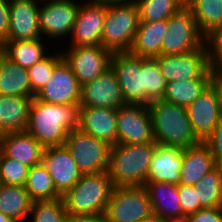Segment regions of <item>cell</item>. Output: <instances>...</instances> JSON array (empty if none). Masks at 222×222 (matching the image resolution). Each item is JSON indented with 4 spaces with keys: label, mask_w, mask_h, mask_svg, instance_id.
Wrapping results in <instances>:
<instances>
[{
    "label": "cell",
    "mask_w": 222,
    "mask_h": 222,
    "mask_svg": "<svg viewBox=\"0 0 222 222\" xmlns=\"http://www.w3.org/2000/svg\"><path fill=\"white\" fill-rule=\"evenodd\" d=\"M110 67L117 76L126 103L149 105L163 100L167 82L155 58H142L129 52H114Z\"/></svg>",
    "instance_id": "6da1fadb"
},
{
    "label": "cell",
    "mask_w": 222,
    "mask_h": 222,
    "mask_svg": "<svg viewBox=\"0 0 222 222\" xmlns=\"http://www.w3.org/2000/svg\"><path fill=\"white\" fill-rule=\"evenodd\" d=\"M78 118L79 104L57 105L34 97L26 131L44 148L64 145L68 134L78 128Z\"/></svg>",
    "instance_id": "7a4b0ae2"
},
{
    "label": "cell",
    "mask_w": 222,
    "mask_h": 222,
    "mask_svg": "<svg viewBox=\"0 0 222 222\" xmlns=\"http://www.w3.org/2000/svg\"><path fill=\"white\" fill-rule=\"evenodd\" d=\"M156 142L111 146L108 174L113 186H144Z\"/></svg>",
    "instance_id": "3957f363"
},
{
    "label": "cell",
    "mask_w": 222,
    "mask_h": 222,
    "mask_svg": "<svg viewBox=\"0 0 222 222\" xmlns=\"http://www.w3.org/2000/svg\"><path fill=\"white\" fill-rule=\"evenodd\" d=\"M148 107L157 144L185 149L200 143L193 132L186 107L165 100L154 101Z\"/></svg>",
    "instance_id": "277c9868"
},
{
    "label": "cell",
    "mask_w": 222,
    "mask_h": 222,
    "mask_svg": "<svg viewBox=\"0 0 222 222\" xmlns=\"http://www.w3.org/2000/svg\"><path fill=\"white\" fill-rule=\"evenodd\" d=\"M113 184L108 171L82 175L63 196L68 214L105 215Z\"/></svg>",
    "instance_id": "5b68a950"
},
{
    "label": "cell",
    "mask_w": 222,
    "mask_h": 222,
    "mask_svg": "<svg viewBox=\"0 0 222 222\" xmlns=\"http://www.w3.org/2000/svg\"><path fill=\"white\" fill-rule=\"evenodd\" d=\"M139 25L135 0L107 4L101 46L114 52H128Z\"/></svg>",
    "instance_id": "8992f818"
},
{
    "label": "cell",
    "mask_w": 222,
    "mask_h": 222,
    "mask_svg": "<svg viewBox=\"0 0 222 222\" xmlns=\"http://www.w3.org/2000/svg\"><path fill=\"white\" fill-rule=\"evenodd\" d=\"M82 175L108 171L111 145L79 128L72 130L64 144Z\"/></svg>",
    "instance_id": "52a82bcc"
},
{
    "label": "cell",
    "mask_w": 222,
    "mask_h": 222,
    "mask_svg": "<svg viewBox=\"0 0 222 222\" xmlns=\"http://www.w3.org/2000/svg\"><path fill=\"white\" fill-rule=\"evenodd\" d=\"M151 214L144 186H113L105 212L107 222H141Z\"/></svg>",
    "instance_id": "ba28073f"
},
{
    "label": "cell",
    "mask_w": 222,
    "mask_h": 222,
    "mask_svg": "<svg viewBox=\"0 0 222 222\" xmlns=\"http://www.w3.org/2000/svg\"><path fill=\"white\" fill-rule=\"evenodd\" d=\"M167 21L168 30L162 40L161 55L185 54L204 45V35L186 6L169 17Z\"/></svg>",
    "instance_id": "9c48e42d"
},
{
    "label": "cell",
    "mask_w": 222,
    "mask_h": 222,
    "mask_svg": "<svg viewBox=\"0 0 222 222\" xmlns=\"http://www.w3.org/2000/svg\"><path fill=\"white\" fill-rule=\"evenodd\" d=\"M164 80L169 82L191 79H211V64L205 44L196 50L178 55L155 57Z\"/></svg>",
    "instance_id": "30bf717a"
},
{
    "label": "cell",
    "mask_w": 222,
    "mask_h": 222,
    "mask_svg": "<svg viewBox=\"0 0 222 222\" xmlns=\"http://www.w3.org/2000/svg\"><path fill=\"white\" fill-rule=\"evenodd\" d=\"M42 4V5H41ZM80 3L75 0H42L39 7V29L42 37L69 38L72 34Z\"/></svg>",
    "instance_id": "8fae6325"
},
{
    "label": "cell",
    "mask_w": 222,
    "mask_h": 222,
    "mask_svg": "<svg viewBox=\"0 0 222 222\" xmlns=\"http://www.w3.org/2000/svg\"><path fill=\"white\" fill-rule=\"evenodd\" d=\"M64 50L62 56L81 86L110 68L112 52L102 46H68Z\"/></svg>",
    "instance_id": "7c38bea8"
},
{
    "label": "cell",
    "mask_w": 222,
    "mask_h": 222,
    "mask_svg": "<svg viewBox=\"0 0 222 222\" xmlns=\"http://www.w3.org/2000/svg\"><path fill=\"white\" fill-rule=\"evenodd\" d=\"M155 142L148 105L126 103L117 109V144Z\"/></svg>",
    "instance_id": "4fadbf2b"
},
{
    "label": "cell",
    "mask_w": 222,
    "mask_h": 222,
    "mask_svg": "<svg viewBox=\"0 0 222 222\" xmlns=\"http://www.w3.org/2000/svg\"><path fill=\"white\" fill-rule=\"evenodd\" d=\"M107 4L81 0L69 46H101Z\"/></svg>",
    "instance_id": "5bb4252c"
},
{
    "label": "cell",
    "mask_w": 222,
    "mask_h": 222,
    "mask_svg": "<svg viewBox=\"0 0 222 222\" xmlns=\"http://www.w3.org/2000/svg\"><path fill=\"white\" fill-rule=\"evenodd\" d=\"M81 85L69 64L62 58L55 66L51 78L35 97L57 105L79 104Z\"/></svg>",
    "instance_id": "9a60e30c"
},
{
    "label": "cell",
    "mask_w": 222,
    "mask_h": 222,
    "mask_svg": "<svg viewBox=\"0 0 222 222\" xmlns=\"http://www.w3.org/2000/svg\"><path fill=\"white\" fill-rule=\"evenodd\" d=\"M186 110L193 132L200 142L206 140L222 118L218 95L211 84Z\"/></svg>",
    "instance_id": "2e32d148"
},
{
    "label": "cell",
    "mask_w": 222,
    "mask_h": 222,
    "mask_svg": "<svg viewBox=\"0 0 222 222\" xmlns=\"http://www.w3.org/2000/svg\"><path fill=\"white\" fill-rule=\"evenodd\" d=\"M41 162L51 175L56 191L61 196L70 190L82 176L65 145L44 148Z\"/></svg>",
    "instance_id": "e0dca14e"
},
{
    "label": "cell",
    "mask_w": 222,
    "mask_h": 222,
    "mask_svg": "<svg viewBox=\"0 0 222 222\" xmlns=\"http://www.w3.org/2000/svg\"><path fill=\"white\" fill-rule=\"evenodd\" d=\"M125 104L117 76L111 67L93 81L81 86L79 107L119 109Z\"/></svg>",
    "instance_id": "ac0fdd59"
},
{
    "label": "cell",
    "mask_w": 222,
    "mask_h": 222,
    "mask_svg": "<svg viewBox=\"0 0 222 222\" xmlns=\"http://www.w3.org/2000/svg\"><path fill=\"white\" fill-rule=\"evenodd\" d=\"M40 2L41 0H10L8 41L42 37L39 29Z\"/></svg>",
    "instance_id": "d6986e66"
},
{
    "label": "cell",
    "mask_w": 222,
    "mask_h": 222,
    "mask_svg": "<svg viewBox=\"0 0 222 222\" xmlns=\"http://www.w3.org/2000/svg\"><path fill=\"white\" fill-rule=\"evenodd\" d=\"M78 128L114 146L117 144V109L79 107Z\"/></svg>",
    "instance_id": "ffe728a7"
},
{
    "label": "cell",
    "mask_w": 222,
    "mask_h": 222,
    "mask_svg": "<svg viewBox=\"0 0 222 222\" xmlns=\"http://www.w3.org/2000/svg\"><path fill=\"white\" fill-rule=\"evenodd\" d=\"M144 187L149 195L153 214L173 222L187 219L180 203L178 185L151 181L147 182Z\"/></svg>",
    "instance_id": "44dd1931"
},
{
    "label": "cell",
    "mask_w": 222,
    "mask_h": 222,
    "mask_svg": "<svg viewBox=\"0 0 222 222\" xmlns=\"http://www.w3.org/2000/svg\"><path fill=\"white\" fill-rule=\"evenodd\" d=\"M44 147L27 131L0 135V153L28 167L40 164Z\"/></svg>",
    "instance_id": "7402d4cb"
},
{
    "label": "cell",
    "mask_w": 222,
    "mask_h": 222,
    "mask_svg": "<svg viewBox=\"0 0 222 222\" xmlns=\"http://www.w3.org/2000/svg\"><path fill=\"white\" fill-rule=\"evenodd\" d=\"M182 161L181 147L157 144L149 165L148 182L158 181L179 185Z\"/></svg>",
    "instance_id": "603a6c76"
},
{
    "label": "cell",
    "mask_w": 222,
    "mask_h": 222,
    "mask_svg": "<svg viewBox=\"0 0 222 222\" xmlns=\"http://www.w3.org/2000/svg\"><path fill=\"white\" fill-rule=\"evenodd\" d=\"M216 166L211 150L204 142L183 149L179 185H196Z\"/></svg>",
    "instance_id": "cb8c5ba5"
},
{
    "label": "cell",
    "mask_w": 222,
    "mask_h": 222,
    "mask_svg": "<svg viewBox=\"0 0 222 222\" xmlns=\"http://www.w3.org/2000/svg\"><path fill=\"white\" fill-rule=\"evenodd\" d=\"M168 21L140 22L129 53L142 58L161 55V44L167 33Z\"/></svg>",
    "instance_id": "d4e9b609"
},
{
    "label": "cell",
    "mask_w": 222,
    "mask_h": 222,
    "mask_svg": "<svg viewBox=\"0 0 222 222\" xmlns=\"http://www.w3.org/2000/svg\"><path fill=\"white\" fill-rule=\"evenodd\" d=\"M31 97L0 95V135L26 131Z\"/></svg>",
    "instance_id": "484cf974"
},
{
    "label": "cell",
    "mask_w": 222,
    "mask_h": 222,
    "mask_svg": "<svg viewBox=\"0 0 222 222\" xmlns=\"http://www.w3.org/2000/svg\"><path fill=\"white\" fill-rule=\"evenodd\" d=\"M43 37L33 40H13L7 41L1 48L0 52L11 62L29 69L37 62L46 58L50 53L44 45Z\"/></svg>",
    "instance_id": "4316f807"
},
{
    "label": "cell",
    "mask_w": 222,
    "mask_h": 222,
    "mask_svg": "<svg viewBox=\"0 0 222 222\" xmlns=\"http://www.w3.org/2000/svg\"><path fill=\"white\" fill-rule=\"evenodd\" d=\"M0 95L35 97L25 68L11 62L0 52Z\"/></svg>",
    "instance_id": "83f0119b"
},
{
    "label": "cell",
    "mask_w": 222,
    "mask_h": 222,
    "mask_svg": "<svg viewBox=\"0 0 222 222\" xmlns=\"http://www.w3.org/2000/svg\"><path fill=\"white\" fill-rule=\"evenodd\" d=\"M33 200L24 186L0 183V212L15 222H27Z\"/></svg>",
    "instance_id": "f1b7e54d"
},
{
    "label": "cell",
    "mask_w": 222,
    "mask_h": 222,
    "mask_svg": "<svg viewBox=\"0 0 222 222\" xmlns=\"http://www.w3.org/2000/svg\"><path fill=\"white\" fill-rule=\"evenodd\" d=\"M24 187L33 201L56 200L62 197L56 191L53 179L42 162L29 168Z\"/></svg>",
    "instance_id": "f546056e"
},
{
    "label": "cell",
    "mask_w": 222,
    "mask_h": 222,
    "mask_svg": "<svg viewBox=\"0 0 222 222\" xmlns=\"http://www.w3.org/2000/svg\"><path fill=\"white\" fill-rule=\"evenodd\" d=\"M211 84V79H191L166 84L163 100L188 107Z\"/></svg>",
    "instance_id": "4dcf8cb0"
},
{
    "label": "cell",
    "mask_w": 222,
    "mask_h": 222,
    "mask_svg": "<svg viewBox=\"0 0 222 222\" xmlns=\"http://www.w3.org/2000/svg\"><path fill=\"white\" fill-rule=\"evenodd\" d=\"M185 6L193 14L197 27L204 36L222 24V0H187Z\"/></svg>",
    "instance_id": "1f68e13d"
},
{
    "label": "cell",
    "mask_w": 222,
    "mask_h": 222,
    "mask_svg": "<svg viewBox=\"0 0 222 222\" xmlns=\"http://www.w3.org/2000/svg\"><path fill=\"white\" fill-rule=\"evenodd\" d=\"M203 208L222 207V166H216L194 185Z\"/></svg>",
    "instance_id": "d6a6232c"
},
{
    "label": "cell",
    "mask_w": 222,
    "mask_h": 222,
    "mask_svg": "<svg viewBox=\"0 0 222 222\" xmlns=\"http://www.w3.org/2000/svg\"><path fill=\"white\" fill-rule=\"evenodd\" d=\"M135 2L140 22L166 20L185 6L183 0H135Z\"/></svg>",
    "instance_id": "836d02e7"
},
{
    "label": "cell",
    "mask_w": 222,
    "mask_h": 222,
    "mask_svg": "<svg viewBox=\"0 0 222 222\" xmlns=\"http://www.w3.org/2000/svg\"><path fill=\"white\" fill-rule=\"evenodd\" d=\"M67 215L62 197L56 200L33 201L28 222H66Z\"/></svg>",
    "instance_id": "e575fe53"
},
{
    "label": "cell",
    "mask_w": 222,
    "mask_h": 222,
    "mask_svg": "<svg viewBox=\"0 0 222 222\" xmlns=\"http://www.w3.org/2000/svg\"><path fill=\"white\" fill-rule=\"evenodd\" d=\"M55 54H49L43 60L31 66L28 71L32 94L35 96L46 85L54 71L56 64L63 58L61 48Z\"/></svg>",
    "instance_id": "d590c367"
},
{
    "label": "cell",
    "mask_w": 222,
    "mask_h": 222,
    "mask_svg": "<svg viewBox=\"0 0 222 222\" xmlns=\"http://www.w3.org/2000/svg\"><path fill=\"white\" fill-rule=\"evenodd\" d=\"M29 168L27 165L0 153V183L24 186Z\"/></svg>",
    "instance_id": "8d00e7d4"
},
{
    "label": "cell",
    "mask_w": 222,
    "mask_h": 222,
    "mask_svg": "<svg viewBox=\"0 0 222 222\" xmlns=\"http://www.w3.org/2000/svg\"><path fill=\"white\" fill-rule=\"evenodd\" d=\"M204 44L210 64L213 66L222 58V24L204 36Z\"/></svg>",
    "instance_id": "74e56055"
},
{
    "label": "cell",
    "mask_w": 222,
    "mask_h": 222,
    "mask_svg": "<svg viewBox=\"0 0 222 222\" xmlns=\"http://www.w3.org/2000/svg\"><path fill=\"white\" fill-rule=\"evenodd\" d=\"M178 192L180 203L182 206L183 214L188 217L190 214L195 213L202 209L198 200L197 191L192 185H178Z\"/></svg>",
    "instance_id": "f35d334b"
},
{
    "label": "cell",
    "mask_w": 222,
    "mask_h": 222,
    "mask_svg": "<svg viewBox=\"0 0 222 222\" xmlns=\"http://www.w3.org/2000/svg\"><path fill=\"white\" fill-rule=\"evenodd\" d=\"M204 143L210 148L216 165L222 166V118Z\"/></svg>",
    "instance_id": "ab89813d"
},
{
    "label": "cell",
    "mask_w": 222,
    "mask_h": 222,
    "mask_svg": "<svg viewBox=\"0 0 222 222\" xmlns=\"http://www.w3.org/2000/svg\"><path fill=\"white\" fill-rule=\"evenodd\" d=\"M187 222H222V207L202 208L190 214Z\"/></svg>",
    "instance_id": "60d3db41"
},
{
    "label": "cell",
    "mask_w": 222,
    "mask_h": 222,
    "mask_svg": "<svg viewBox=\"0 0 222 222\" xmlns=\"http://www.w3.org/2000/svg\"><path fill=\"white\" fill-rule=\"evenodd\" d=\"M10 0H0V48L8 41L10 23Z\"/></svg>",
    "instance_id": "b9f144b4"
},
{
    "label": "cell",
    "mask_w": 222,
    "mask_h": 222,
    "mask_svg": "<svg viewBox=\"0 0 222 222\" xmlns=\"http://www.w3.org/2000/svg\"><path fill=\"white\" fill-rule=\"evenodd\" d=\"M211 85L217 92L222 108V72L215 65L211 66Z\"/></svg>",
    "instance_id": "7bdbcfd3"
},
{
    "label": "cell",
    "mask_w": 222,
    "mask_h": 222,
    "mask_svg": "<svg viewBox=\"0 0 222 222\" xmlns=\"http://www.w3.org/2000/svg\"><path fill=\"white\" fill-rule=\"evenodd\" d=\"M66 222H107L105 215L68 214Z\"/></svg>",
    "instance_id": "ee69618b"
},
{
    "label": "cell",
    "mask_w": 222,
    "mask_h": 222,
    "mask_svg": "<svg viewBox=\"0 0 222 222\" xmlns=\"http://www.w3.org/2000/svg\"><path fill=\"white\" fill-rule=\"evenodd\" d=\"M141 222H173V221L162 218L152 213L149 217H147L146 219H143Z\"/></svg>",
    "instance_id": "f6af8a7d"
},
{
    "label": "cell",
    "mask_w": 222,
    "mask_h": 222,
    "mask_svg": "<svg viewBox=\"0 0 222 222\" xmlns=\"http://www.w3.org/2000/svg\"><path fill=\"white\" fill-rule=\"evenodd\" d=\"M0 222H15V221L0 212Z\"/></svg>",
    "instance_id": "bcb514c9"
},
{
    "label": "cell",
    "mask_w": 222,
    "mask_h": 222,
    "mask_svg": "<svg viewBox=\"0 0 222 222\" xmlns=\"http://www.w3.org/2000/svg\"><path fill=\"white\" fill-rule=\"evenodd\" d=\"M88 1L97 2V3H105V4L114 3V0H88Z\"/></svg>",
    "instance_id": "7dc6e473"
},
{
    "label": "cell",
    "mask_w": 222,
    "mask_h": 222,
    "mask_svg": "<svg viewBox=\"0 0 222 222\" xmlns=\"http://www.w3.org/2000/svg\"><path fill=\"white\" fill-rule=\"evenodd\" d=\"M215 66L222 72V58L215 64Z\"/></svg>",
    "instance_id": "c3c4849f"
},
{
    "label": "cell",
    "mask_w": 222,
    "mask_h": 222,
    "mask_svg": "<svg viewBox=\"0 0 222 222\" xmlns=\"http://www.w3.org/2000/svg\"><path fill=\"white\" fill-rule=\"evenodd\" d=\"M123 1H126V0H114V3H116V2H123Z\"/></svg>",
    "instance_id": "681fc988"
}]
</instances>
